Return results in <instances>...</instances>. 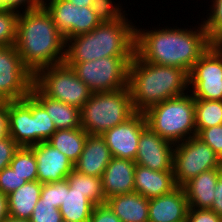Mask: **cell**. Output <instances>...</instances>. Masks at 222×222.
Returning a JSON list of instances; mask_svg holds the SVG:
<instances>
[{"label": "cell", "mask_w": 222, "mask_h": 222, "mask_svg": "<svg viewBox=\"0 0 222 222\" xmlns=\"http://www.w3.org/2000/svg\"><path fill=\"white\" fill-rule=\"evenodd\" d=\"M147 127L144 112H136L125 122L107 130L101 136L112 157L135 161L142 131Z\"/></svg>", "instance_id": "cell-13"}, {"label": "cell", "mask_w": 222, "mask_h": 222, "mask_svg": "<svg viewBox=\"0 0 222 222\" xmlns=\"http://www.w3.org/2000/svg\"><path fill=\"white\" fill-rule=\"evenodd\" d=\"M42 185L39 181L26 182L7 195L11 218L25 220L31 218L33 209L40 200Z\"/></svg>", "instance_id": "cell-24"}, {"label": "cell", "mask_w": 222, "mask_h": 222, "mask_svg": "<svg viewBox=\"0 0 222 222\" xmlns=\"http://www.w3.org/2000/svg\"><path fill=\"white\" fill-rule=\"evenodd\" d=\"M128 88L135 111L145 112L155 104L188 93L189 74L178 67L145 62L134 54Z\"/></svg>", "instance_id": "cell-3"}, {"label": "cell", "mask_w": 222, "mask_h": 222, "mask_svg": "<svg viewBox=\"0 0 222 222\" xmlns=\"http://www.w3.org/2000/svg\"><path fill=\"white\" fill-rule=\"evenodd\" d=\"M194 99L222 101V44L213 43L189 73Z\"/></svg>", "instance_id": "cell-10"}, {"label": "cell", "mask_w": 222, "mask_h": 222, "mask_svg": "<svg viewBox=\"0 0 222 222\" xmlns=\"http://www.w3.org/2000/svg\"><path fill=\"white\" fill-rule=\"evenodd\" d=\"M18 16L15 11L0 9V47L15 45Z\"/></svg>", "instance_id": "cell-32"}, {"label": "cell", "mask_w": 222, "mask_h": 222, "mask_svg": "<svg viewBox=\"0 0 222 222\" xmlns=\"http://www.w3.org/2000/svg\"><path fill=\"white\" fill-rule=\"evenodd\" d=\"M198 26L197 29L166 26L161 30H145L136 26L135 54L145 62L178 67L189 74L197 60L213 44L203 23Z\"/></svg>", "instance_id": "cell-1"}, {"label": "cell", "mask_w": 222, "mask_h": 222, "mask_svg": "<svg viewBox=\"0 0 222 222\" xmlns=\"http://www.w3.org/2000/svg\"><path fill=\"white\" fill-rule=\"evenodd\" d=\"M222 167L200 173L182 187L188 200L189 208L210 209L214 202V192Z\"/></svg>", "instance_id": "cell-21"}, {"label": "cell", "mask_w": 222, "mask_h": 222, "mask_svg": "<svg viewBox=\"0 0 222 222\" xmlns=\"http://www.w3.org/2000/svg\"><path fill=\"white\" fill-rule=\"evenodd\" d=\"M131 21L125 15L117 21L100 23L91 32L67 39L64 62L134 56L135 26Z\"/></svg>", "instance_id": "cell-4"}, {"label": "cell", "mask_w": 222, "mask_h": 222, "mask_svg": "<svg viewBox=\"0 0 222 222\" xmlns=\"http://www.w3.org/2000/svg\"><path fill=\"white\" fill-rule=\"evenodd\" d=\"M34 74L23 64L15 45L0 47V102L30 95Z\"/></svg>", "instance_id": "cell-11"}, {"label": "cell", "mask_w": 222, "mask_h": 222, "mask_svg": "<svg viewBox=\"0 0 222 222\" xmlns=\"http://www.w3.org/2000/svg\"><path fill=\"white\" fill-rule=\"evenodd\" d=\"M2 222H30V220L14 219V218L8 217V218L4 219Z\"/></svg>", "instance_id": "cell-46"}, {"label": "cell", "mask_w": 222, "mask_h": 222, "mask_svg": "<svg viewBox=\"0 0 222 222\" xmlns=\"http://www.w3.org/2000/svg\"><path fill=\"white\" fill-rule=\"evenodd\" d=\"M88 133L80 128L56 130L47 142L62 152L74 164L80 157Z\"/></svg>", "instance_id": "cell-25"}, {"label": "cell", "mask_w": 222, "mask_h": 222, "mask_svg": "<svg viewBox=\"0 0 222 222\" xmlns=\"http://www.w3.org/2000/svg\"><path fill=\"white\" fill-rule=\"evenodd\" d=\"M71 2L73 5H76L78 7H91L92 6V0H67Z\"/></svg>", "instance_id": "cell-45"}, {"label": "cell", "mask_w": 222, "mask_h": 222, "mask_svg": "<svg viewBox=\"0 0 222 222\" xmlns=\"http://www.w3.org/2000/svg\"><path fill=\"white\" fill-rule=\"evenodd\" d=\"M222 160V124L202 129L197 135Z\"/></svg>", "instance_id": "cell-36"}, {"label": "cell", "mask_w": 222, "mask_h": 222, "mask_svg": "<svg viewBox=\"0 0 222 222\" xmlns=\"http://www.w3.org/2000/svg\"><path fill=\"white\" fill-rule=\"evenodd\" d=\"M32 116L34 117L36 144L47 141L56 131V127L46 110L33 97Z\"/></svg>", "instance_id": "cell-30"}, {"label": "cell", "mask_w": 222, "mask_h": 222, "mask_svg": "<svg viewBox=\"0 0 222 222\" xmlns=\"http://www.w3.org/2000/svg\"><path fill=\"white\" fill-rule=\"evenodd\" d=\"M89 222H122V221L105 203L94 206Z\"/></svg>", "instance_id": "cell-41"}, {"label": "cell", "mask_w": 222, "mask_h": 222, "mask_svg": "<svg viewBox=\"0 0 222 222\" xmlns=\"http://www.w3.org/2000/svg\"><path fill=\"white\" fill-rule=\"evenodd\" d=\"M43 0H0L1 10H12L17 13H22L28 10H33L42 6Z\"/></svg>", "instance_id": "cell-38"}, {"label": "cell", "mask_w": 222, "mask_h": 222, "mask_svg": "<svg viewBox=\"0 0 222 222\" xmlns=\"http://www.w3.org/2000/svg\"><path fill=\"white\" fill-rule=\"evenodd\" d=\"M112 158L111 151L103 137L88 134L83 151L74 163V169L85 175L102 177Z\"/></svg>", "instance_id": "cell-19"}, {"label": "cell", "mask_w": 222, "mask_h": 222, "mask_svg": "<svg viewBox=\"0 0 222 222\" xmlns=\"http://www.w3.org/2000/svg\"><path fill=\"white\" fill-rule=\"evenodd\" d=\"M91 7L101 23L117 21L127 15L121 4H115L112 0H92Z\"/></svg>", "instance_id": "cell-33"}, {"label": "cell", "mask_w": 222, "mask_h": 222, "mask_svg": "<svg viewBox=\"0 0 222 222\" xmlns=\"http://www.w3.org/2000/svg\"><path fill=\"white\" fill-rule=\"evenodd\" d=\"M9 136L20 146L36 145V131L32 116V96L8 101Z\"/></svg>", "instance_id": "cell-16"}, {"label": "cell", "mask_w": 222, "mask_h": 222, "mask_svg": "<svg viewBox=\"0 0 222 222\" xmlns=\"http://www.w3.org/2000/svg\"><path fill=\"white\" fill-rule=\"evenodd\" d=\"M177 187L173 170L156 171L136 164L134 192L151 199L171 193Z\"/></svg>", "instance_id": "cell-20"}, {"label": "cell", "mask_w": 222, "mask_h": 222, "mask_svg": "<svg viewBox=\"0 0 222 222\" xmlns=\"http://www.w3.org/2000/svg\"><path fill=\"white\" fill-rule=\"evenodd\" d=\"M10 166L27 182L37 181V162L29 147H19L10 162Z\"/></svg>", "instance_id": "cell-29"}, {"label": "cell", "mask_w": 222, "mask_h": 222, "mask_svg": "<svg viewBox=\"0 0 222 222\" xmlns=\"http://www.w3.org/2000/svg\"><path fill=\"white\" fill-rule=\"evenodd\" d=\"M210 210L222 216V174L218 178L214 192V202Z\"/></svg>", "instance_id": "cell-43"}, {"label": "cell", "mask_w": 222, "mask_h": 222, "mask_svg": "<svg viewBox=\"0 0 222 222\" xmlns=\"http://www.w3.org/2000/svg\"><path fill=\"white\" fill-rule=\"evenodd\" d=\"M222 167V160L197 136L174 145L173 173L177 186L182 187L204 171Z\"/></svg>", "instance_id": "cell-9"}, {"label": "cell", "mask_w": 222, "mask_h": 222, "mask_svg": "<svg viewBox=\"0 0 222 222\" xmlns=\"http://www.w3.org/2000/svg\"><path fill=\"white\" fill-rule=\"evenodd\" d=\"M222 124V101L195 99L196 135L205 128Z\"/></svg>", "instance_id": "cell-28"}, {"label": "cell", "mask_w": 222, "mask_h": 222, "mask_svg": "<svg viewBox=\"0 0 222 222\" xmlns=\"http://www.w3.org/2000/svg\"><path fill=\"white\" fill-rule=\"evenodd\" d=\"M174 144L153 132L148 126L142 131L135 163L156 171L173 170Z\"/></svg>", "instance_id": "cell-14"}, {"label": "cell", "mask_w": 222, "mask_h": 222, "mask_svg": "<svg viewBox=\"0 0 222 222\" xmlns=\"http://www.w3.org/2000/svg\"><path fill=\"white\" fill-rule=\"evenodd\" d=\"M188 200L183 187L149 199V222H186Z\"/></svg>", "instance_id": "cell-18"}, {"label": "cell", "mask_w": 222, "mask_h": 222, "mask_svg": "<svg viewBox=\"0 0 222 222\" xmlns=\"http://www.w3.org/2000/svg\"><path fill=\"white\" fill-rule=\"evenodd\" d=\"M29 148L37 162V181L42 184L66 179L74 169L72 161L47 141Z\"/></svg>", "instance_id": "cell-15"}, {"label": "cell", "mask_w": 222, "mask_h": 222, "mask_svg": "<svg viewBox=\"0 0 222 222\" xmlns=\"http://www.w3.org/2000/svg\"><path fill=\"white\" fill-rule=\"evenodd\" d=\"M19 147L10 136L0 140V171L10 166V162Z\"/></svg>", "instance_id": "cell-39"}, {"label": "cell", "mask_w": 222, "mask_h": 222, "mask_svg": "<svg viewBox=\"0 0 222 222\" xmlns=\"http://www.w3.org/2000/svg\"><path fill=\"white\" fill-rule=\"evenodd\" d=\"M186 222H222V216L210 209L189 208Z\"/></svg>", "instance_id": "cell-40"}, {"label": "cell", "mask_w": 222, "mask_h": 222, "mask_svg": "<svg viewBox=\"0 0 222 222\" xmlns=\"http://www.w3.org/2000/svg\"><path fill=\"white\" fill-rule=\"evenodd\" d=\"M27 181L13 171L11 166L0 171V191L6 195L23 186Z\"/></svg>", "instance_id": "cell-37"}, {"label": "cell", "mask_w": 222, "mask_h": 222, "mask_svg": "<svg viewBox=\"0 0 222 222\" xmlns=\"http://www.w3.org/2000/svg\"><path fill=\"white\" fill-rule=\"evenodd\" d=\"M94 204L83 194L65 188L64 201L59 207L62 219L67 222H89Z\"/></svg>", "instance_id": "cell-26"}, {"label": "cell", "mask_w": 222, "mask_h": 222, "mask_svg": "<svg viewBox=\"0 0 222 222\" xmlns=\"http://www.w3.org/2000/svg\"><path fill=\"white\" fill-rule=\"evenodd\" d=\"M133 56L103 57L86 62H65L92 93L115 91L128 86Z\"/></svg>", "instance_id": "cell-8"}, {"label": "cell", "mask_w": 222, "mask_h": 222, "mask_svg": "<svg viewBox=\"0 0 222 222\" xmlns=\"http://www.w3.org/2000/svg\"><path fill=\"white\" fill-rule=\"evenodd\" d=\"M42 5L66 40L91 32L101 23L92 7H78L67 0H43Z\"/></svg>", "instance_id": "cell-12"}, {"label": "cell", "mask_w": 222, "mask_h": 222, "mask_svg": "<svg viewBox=\"0 0 222 222\" xmlns=\"http://www.w3.org/2000/svg\"><path fill=\"white\" fill-rule=\"evenodd\" d=\"M135 161L113 157L101 180L105 199L134 192Z\"/></svg>", "instance_id": "cell-17"}, {"label": "cell", "mask_w": 222, "mask_h": 222, "mask_svg": "<svg viewBox=\"0 0 222 222\" xmlns=\"http://www.w3.org/2000/svg\"><path fill=\"white\" fill-rule=\"evenodd\" d=\"M9 136L8 101L0 102V140Z\"/></svg>", "instance_id": "cell-42"}, {"label": "cell", "mask_w": 222, "mask_h": 222, "mask_svg": "<svg viewBox=\"0 0 222 222\" xmlns=\"http://www.w3.org/2000/svg\"><path fill=\"white\" fill-rule=\"evenodd\" d=\"M30 95L46 110L56 130L81 127L80 109L44 95L34 84Z\"/></svg>", "instance_id": "cell-22"}, {"label": "cell", "mask_w": 222, "mask_h": 222, "mask_svg": "<svg viewBox=\"0 0 222 222\" xmlns=\"http://www.w3.org/2000/svg\"><path fill=\"white\" fill-rule=\"evenodd\" d=\"M106 204L122 222H149V199L139 193L115 195Z\"/></svg>", "instance_id": "cell-23"}, {"label": "cell", "mask_w": 222, "mask_h": 222, "mask_svg": "<svg viewBox=\"0 0 222 222\" xmlns=\"http://www.w3.org/2000/svg\"><path fill=\"white\" fill-rule=\"evenodd\" d=\"M144 114L147 126L174 145L196 136L195 99L191 93L155 104Z\"/></svg>", "instance_id": "cell-5"}, {"label": "cell", "mask_w": 222, "mask_h": 222, "mask_svg": "<svg viewBox=\"0 0 222 222\" xmlns=\"http://www.w3.org/2000/svg\"><path fill=\"white\" fill-rule=\"evenodd\" d=\"M33 84L46 96L81 109L92 92L65 62L39 69Z\"/></svg>", "instance_id": "cell-7"}, {"label": "cell", "mask_w": 222, "mask_h": 222, "mask_svg": "<svg viewBox=\"0 0 222 222\" xmlns=\"http://www.w3.org/2000/svg\"><path fill=\"white\" fill-rule=\"evenodd\" d=\"M210 13L208 17L206 15L205 21H203L204 29L208 35V38L213 43L222 44V0H212Z\"/></svg>", "instance_id": "cell-31"}, {"label": "cell", "mask_w": 222, "mask_h": 222, "mask_svg": "<svg viewBox=\"0 0 222 222\" xmlns=\"http://www.w3.org/2000/svg\"><path fill=\"white\" fill-rule=\"evenodd\" d=\"M136 113L127 87L92 93L80 109L81 128L90 135H102Z\"/></svg>", "instance_id": "cell-6"}, {"label": "cell", "mask_w": 222, "mask_h": 222, "mask_svg": "<svg viewBox=\"0 0 222 222\" xmlns=\"http://www.w3.org/2000/svg\"><path fill=\"white\" fill-rule=\"evenodd\" d=\"M29 220L30 222H63L59 209L41 199L35 205Z\"/></svg>", "instance_id": "cell-35"}, {"label": "cell", "mask_w": 222, "mask_h": 222, "mask_svg": "<svg viewBox=\"0 0 222 222\" xmlns=\"http://www.w3.org/2000/svg\"><path fill=\"white\" fill-rule=\"evenodd\" d=\"M10 217L7 195L0 191V222Z\"/></svg>", "instance_id": "cell-44"}, {"label": "cell", "mask_w": 222, "mask_h": 222, "mask_svg": "<svg viewBox=\"0 0 222 222\" xmlns=\"http://www.w3.org/2000/svg\"><path fill=\"white\" fill-rule=\"evenodd\" d=\"M15 47L33 74L65 60L66 39L43 5L19 14Z\"/></svg>", "instance_id": "cell-2"}, {"label": "cell", "mask_w": 222, "mask_h": 222, "mask_svg": "<svg viewBox=\"0 0 222 222\" xmlns=\"http://www.w3.org/2000/svg\"><path fill=\"white\" fill-rule=\"evenodd\" d=\"M67 179L42 185L40 199L49 202L59 209L64 201L65 188L68 186Z\"/></svg>", "instance_id": "cell-34"}, {"label": "cell", "mask_w": 222, "mask_h": 222, "mask_svg": "<svg viewBox=\"0 0 222 222\" xmlns=\"http://www.w3.org/2000/svg\"><path fill=\"white\" fill-rule=\"evenodd\" d=\"M66 179L69 188L83 193L94 205L106 203L101 177L85 175L73 169Z\"/></svg>", "instance_id": "cell-27"}]
</instances>
